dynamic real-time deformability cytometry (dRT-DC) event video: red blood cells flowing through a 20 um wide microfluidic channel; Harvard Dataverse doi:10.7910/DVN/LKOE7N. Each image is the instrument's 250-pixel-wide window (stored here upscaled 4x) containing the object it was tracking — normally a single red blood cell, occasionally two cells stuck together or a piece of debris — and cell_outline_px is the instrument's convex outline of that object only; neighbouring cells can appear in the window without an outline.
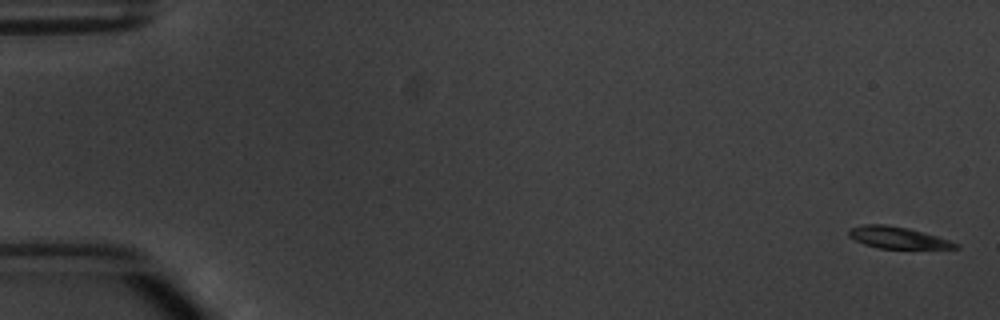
{"species": "common noctule bat (a hibernating species)", "species_latin": "Nyctalus noctula", "temperature_condition": "warm", "stored_images_in_passage": 6, "camera_frame_rate_fps": 3000, "um_per_image_px": 0.085, "animal": {"sex": "male", "body_mass_g": 20.1, "forearm_length_mm": 53.5}, "frame": {"image": 1, "passage_image": 1, "time_ms": 0.0, "image_size_px": [1000, 320], "cell_outline_px": [[960, 248], [880, 248], [864, 244], [848, 236], [848, 228], [864, 224], [884, 224], [908, 228], [924, 232], [960, 244]], "centroid_in_image_um": [76.27, 20.18], "position_along_channel_um": 8.7, "area_um2": 13.35}}
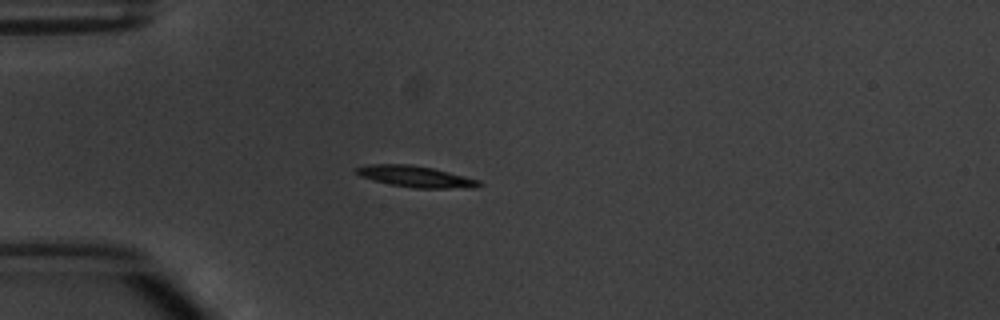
{"frame": {"image": 2, "passage_image": 5, "time_ms": 4.667, "image_size_px": [1000, 320], "cell_outline_px": [[484, 184], [476, 188], [412, 188], [372, 180], [360, 176], [352, 168], [368, 164], [412, 164], [432, 168], [480, 180]], "centroid_in_image_um": [35.33, 15.0], "position_along_channel_um": 49.7, "area_um2": 15.32}}